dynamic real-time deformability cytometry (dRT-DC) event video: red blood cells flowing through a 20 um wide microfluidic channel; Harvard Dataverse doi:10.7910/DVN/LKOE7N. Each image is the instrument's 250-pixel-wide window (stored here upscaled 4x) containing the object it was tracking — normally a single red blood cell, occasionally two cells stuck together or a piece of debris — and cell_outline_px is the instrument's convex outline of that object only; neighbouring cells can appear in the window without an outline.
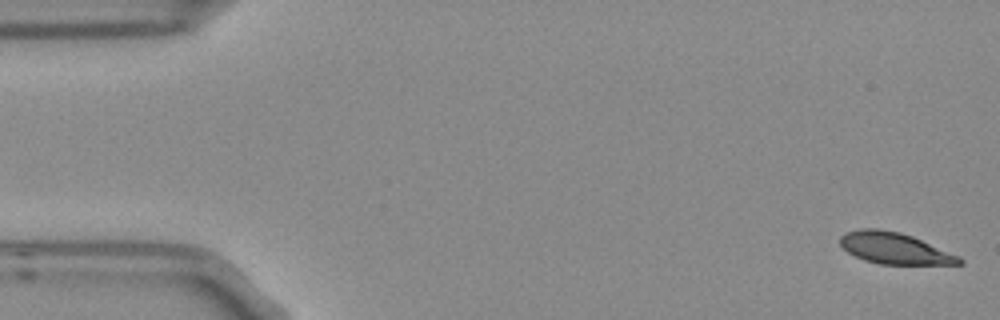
{"species": "Egyptian fruit bat (a non-hibernating species)", "species_latin": "Rousettus aegyptiacus", "temperature_condition": "room temperature", "stored_images_in_passage": 4, "camera_frame_rate_fps": 3000, "um_per_image_px": 0.085, "frame": {"image": 1, "passage_image": 1, "time_ms": 0.0, "image_size_px": [1000, 320], "cell_outline_px": [[964, 264], [880, 264], [864, 260], [848, 252], [840, 244], [840, 236], [848, 232], [860, 228], [876, 228], [900, 232], [912, 236], [960, 256], [964, 260]], "centroid_in_image_um": [76.06, 21.1], "position_along_channel_um": 8.9, "area_um2": 21.68}}
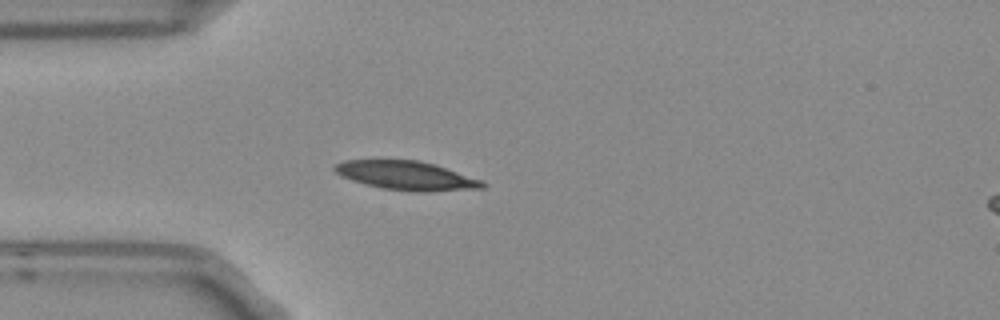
{"frame": {"image": 2, "passage_image": 4, "time_ms": 1.0, "image_size_px": [1000, 320], "cell_outline_px": [[488, 184], [484, 188], [424, 192], [408, 192], [380, 188], [364, 184], [340, 176], [332, 168], [336, 164], [344, 160], [420, 160], [436, 164], [480, 180]], "centroid_in_image_um": [34.53, 14.93], "position_along_channel_um": 50.5, "area_um2": 25.09}}